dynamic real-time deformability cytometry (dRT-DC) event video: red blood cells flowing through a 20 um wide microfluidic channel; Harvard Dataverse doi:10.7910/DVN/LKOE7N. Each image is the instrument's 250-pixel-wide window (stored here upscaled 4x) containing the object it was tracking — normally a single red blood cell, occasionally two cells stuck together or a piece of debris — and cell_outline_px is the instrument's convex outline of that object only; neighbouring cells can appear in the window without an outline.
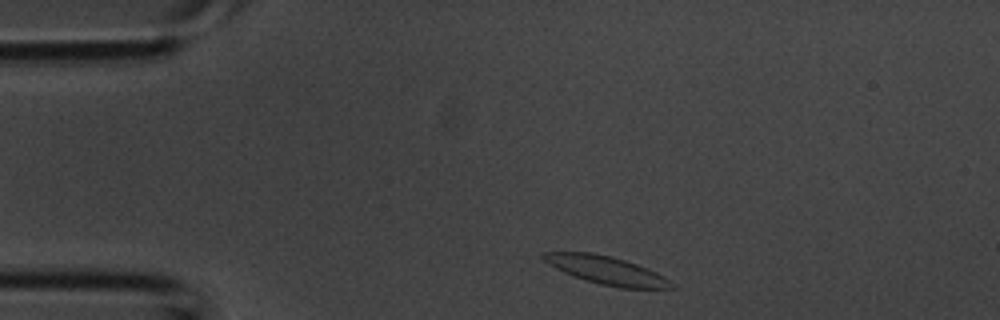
{"species": "common noctule bat (a hibernating species)", "species_latin": "Nyctalus noctula", "temperature_condition": "room temperature", "stored_images_in_passage": 2, "camera_frame_rate_fps": 3000, "um_per_image_px": 0.085, "animal": {"sex": "male", "body_mass_g": 20.1, "forearm_length_mm": 53.5}, "frame": {"image": 1, "passage_image": 1, "time_ms": 0.0, "image_size_px": [1000, 320], "cell_outline_px": [[676, 288], [620, 288], [600, 284], [564, 272], [548, 264], [540, 256], [540, 252], [592, 252], [612, 256], [648, 268], [656, 272], [676, 284]], "centroid_in_image_um": [51.56, 22.96], "position_along_channel_um": 33.4, "area_um2": 20.87}}